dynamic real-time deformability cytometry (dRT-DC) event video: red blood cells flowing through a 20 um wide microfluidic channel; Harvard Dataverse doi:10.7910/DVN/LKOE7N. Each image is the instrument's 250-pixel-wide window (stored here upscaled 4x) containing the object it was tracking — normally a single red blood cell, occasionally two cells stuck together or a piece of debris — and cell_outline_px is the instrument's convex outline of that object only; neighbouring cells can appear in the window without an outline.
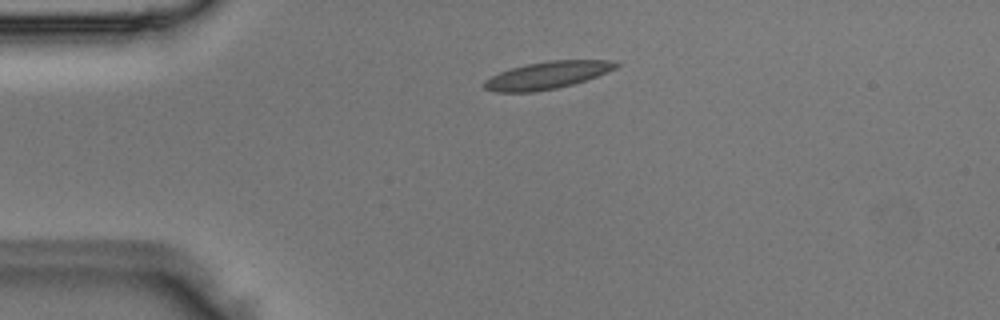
{"species": "Egyptian fruit bat (a non-hibernating species)", "species_latin": "Rousettus aegyptiacus", "temperature_condition": "room temperature", "stored_images_in_passage": 6, "camera_frame_rate_fps": 3000, "um_per_image_px": 0.085, "animal": {"sex": "male"}, "frame": {"image": 1, "passage_image": 1, "time_ms": 0.0, "image_size_px": [1000, 320], "cell_outline_px": [[620, 64], [616, 68], [596, 76], [572, 84], [556, 88], [532, 92], [496, 92], [484, 88], [480, 84], [484, 80], [500, 72], [524, 64], [548, 60], [612, 60]], "centroid_in_image_um": [46.47, 6.39], "position_along_channel_um": 38.5, "area_um2": 20.92}}
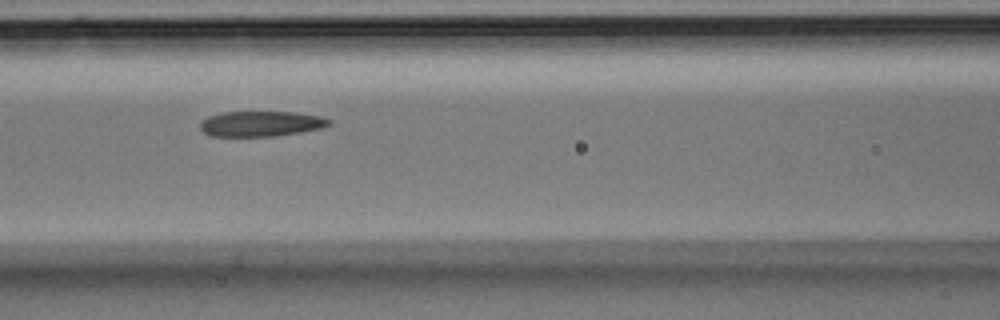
{"frame": {"image": 2, "passage_image": 4, "time_ms": 1.0, "image_size_px": [1000, 320], "cell_outline_px": [[332, 124], [320, 128], [300, 132], [276, 136], [212, 136], [204, 132], [200, 128], [200, 120], [208, 116], [220, 112], [296, 112], [320, 116], [332, 120]], "centroid_in_image_um": [22.17, 10.51], "position_along_channel_um": 144.4, "area_um2": 19.13}}
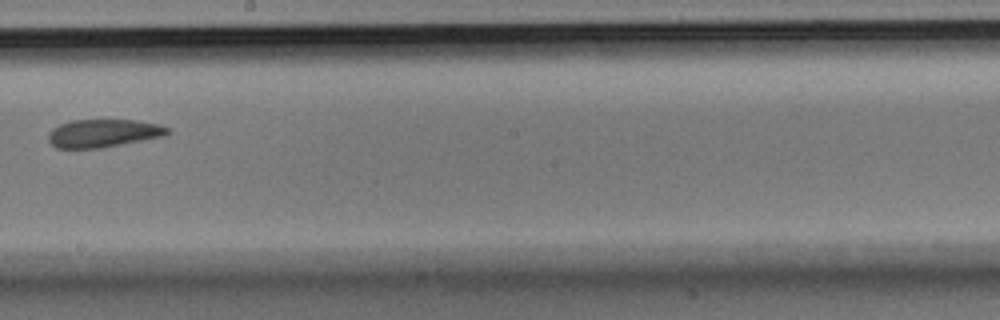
{"frame": {"image": 3, "passage_image": 6, "time_ms": 1.667, "image_size_px": [1000, 320], "cell_outline_px": [[172, 132], [164, 136], [100, 148], [56, 148], [48, 140], [48, 132], [52, 128], [60, 124], [72, 120], [136, 120], [160, 124], [168, 128]], "centroid_in_image_um": [8.78, 11.32], "position_along_channel_um": 239.4, "area_um2": 19.48}}